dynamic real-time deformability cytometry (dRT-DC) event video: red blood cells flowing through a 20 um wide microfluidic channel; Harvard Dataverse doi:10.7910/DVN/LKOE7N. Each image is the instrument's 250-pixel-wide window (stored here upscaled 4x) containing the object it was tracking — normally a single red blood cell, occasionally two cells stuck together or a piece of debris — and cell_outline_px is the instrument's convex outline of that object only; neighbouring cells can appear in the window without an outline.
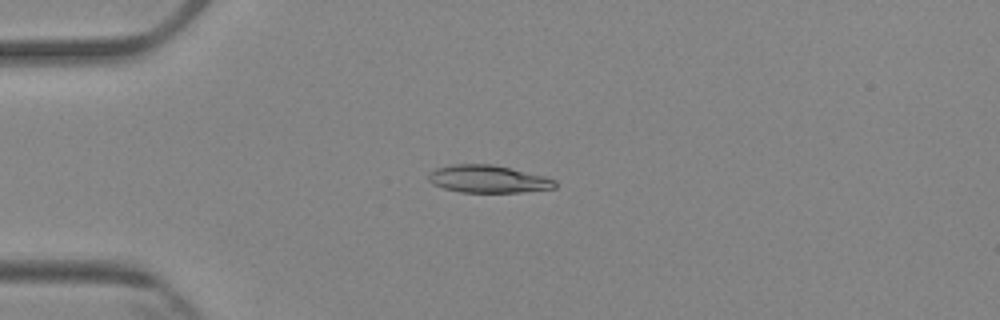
{"species": "Egyptian fruit bat (a non-hibernating species)", "species_latin": "Rousettus aegyptiacus", "temperature_condition": "cold", "stored_images_in_passage": 5, "camera_frame_rate_fps": 3000, "um_per_image_px": 0.085, "animal": {"sex": "female"}, "frame": {"image": 1, "passage_image": 1, "time_ms": 0.0, "image_size_px": [1000, 320], "cell_outline_px": [[556, 188], [520, 192], [460, 192], [444, 188], [432, 184], [428, 180], [428, 176], [436, 168], [452, 164], [492, 164], [548, 176], [556, 180]], "centroid_in_image_um": [41.53, 15.21], "position_along_channel_um": 43.5, "area_um2": 20.4}}
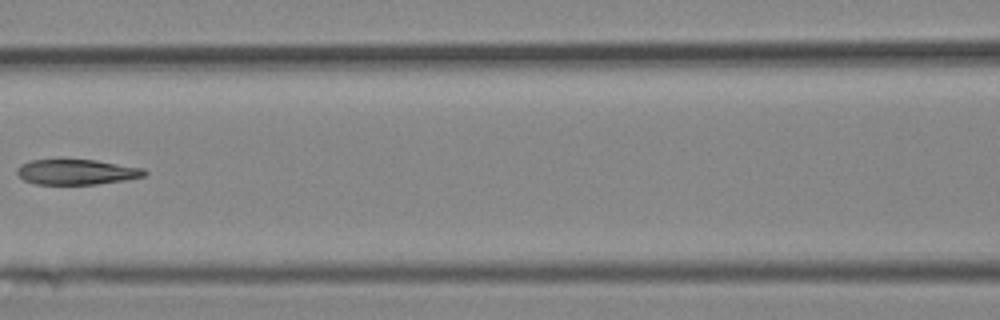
{"frame": {"image": 2, "passage_image": 4, "time_ms": 3.667, "image_size_px": [1000, 320], "cell_outline_px": [[148, 172], [144, 176], [124, 180], [96, 184], [36, 184], [24, 180], [16, 172], [16, 168], [20, 164], [32, 160], [96, 160], [144, 168]], "centroid_in_image_um": [6.51, 14.62], "position_along_channel_um": 160.1, "area_um2": 18.67}}
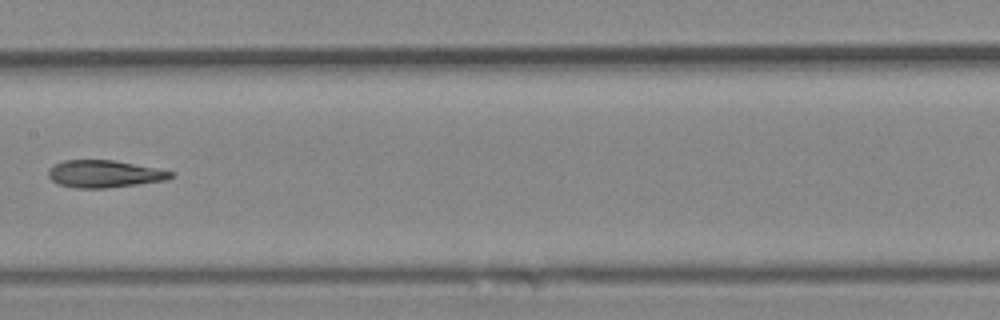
{"frame": {"image": 3, "passage_image": 5, "time_ms": 4.667, "image_size_px": [1000, 320], "cell_outline_px": [[176, 172], [168, 180], [108, 188], [76, 188], [56, 184], [48, 176], [48, 168], [52, 164], [64, 160], [112, 160], [156, 168]], "centroid_in_image_um": [8.84, 14.78], "position_along_channel_um": 198.6, "area_um2": 19.65}}